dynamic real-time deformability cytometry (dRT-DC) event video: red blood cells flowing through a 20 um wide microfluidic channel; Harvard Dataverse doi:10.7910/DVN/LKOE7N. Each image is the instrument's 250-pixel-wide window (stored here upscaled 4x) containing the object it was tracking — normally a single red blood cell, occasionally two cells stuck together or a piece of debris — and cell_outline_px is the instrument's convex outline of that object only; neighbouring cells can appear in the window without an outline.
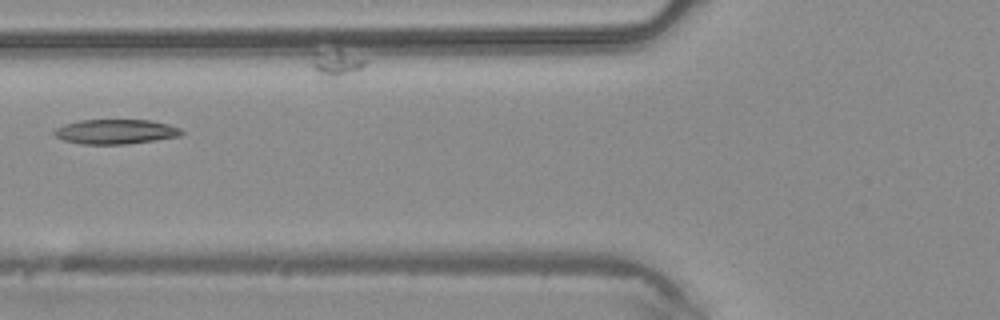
{"species": "common noctule bat (a hibernating species)", "species_latin": "Nyctalus noctula", "temperature_condition": "warm", "stored_images_in_passage": 4, "camera_frame_rate_fps": 3000, "um_per_image_px": 0.085, "animal": {"sex": "male", "body_mass_g": 20.4}, "frame": {"image": 1, "passage_image": 4, "time_ms": 1.0, "image_size_px": [1000, 320], "cell_outline_px": [[184, 132], [180, 136], [156, 140], [128, 144], [80, 144], [64, 140], [56, 136], [52, 132], [56, 128], [64, 124], [80, 120], [152, 120], [168, 124], [180, 128]], "centroid_in_image_um": [9.84, 11.19], "position_along_channel_um": 116.0, "area_um2": 18.38}}